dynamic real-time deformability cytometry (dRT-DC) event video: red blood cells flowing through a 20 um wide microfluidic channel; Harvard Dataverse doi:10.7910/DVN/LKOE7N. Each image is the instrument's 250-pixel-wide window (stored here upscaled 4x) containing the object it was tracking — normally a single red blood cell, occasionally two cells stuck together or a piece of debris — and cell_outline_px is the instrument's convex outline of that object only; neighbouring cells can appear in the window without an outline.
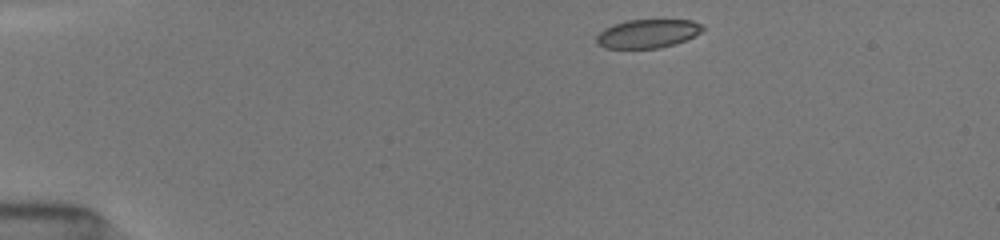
{"species": "common noctule bat (a hibernating species)", "species_latin": "Nyctalus noctula", "temperature_condition": "room temperature", "stored_images_in_passage": 43, "camera_frame_rate_fps": 3000, "um_per_image_px": 0.085, "animal": {"sex": "female", "body_mass_g": 19.5, "forearm_length_mm": 54.1}, "frame": {"image": 1, "passage_image": 1, "time_ms": 0.0, "image_size_px": [1000, 240], "cell_outline_px": [[704, 28], [700, 32], [684, 40], [672, 44], [656, 48], [604, 48], [596, 44], [596, 36], [604, 28], [612, 24], [628, 20], [692, 20], [704, 24]], "centroid_in_image_um": [55.0, 2.85], "position_along_channel_um": 30.0, "area_um2": 17.63}}
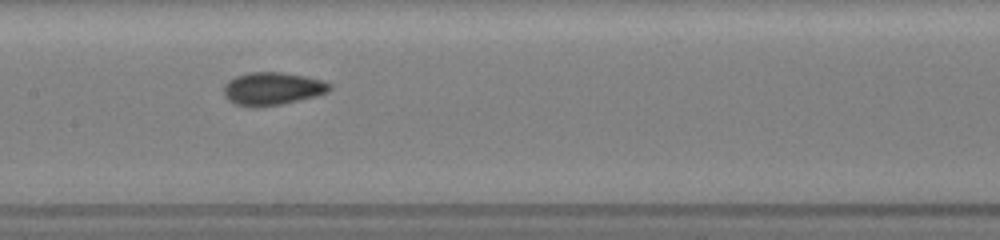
{"frame": {"image": 2, "passage_image": 18, "time_ms": 5.667, "image_size_px": [1000, 240], "cell_outline_px": [[332, 88], [328, 92], [316, 96], [280, 104], [252, 108], [236, 104], [228, 100], [224, 96], [224, 84], [228, 80], [236, 76], [248, 72], [280, 72], [304, 76], [324, 80], [332, 84]], "centroid_in_image_um": [23.15, 7.53], "position_along_channel_um": 184.3, "area_um2": 20.4}}
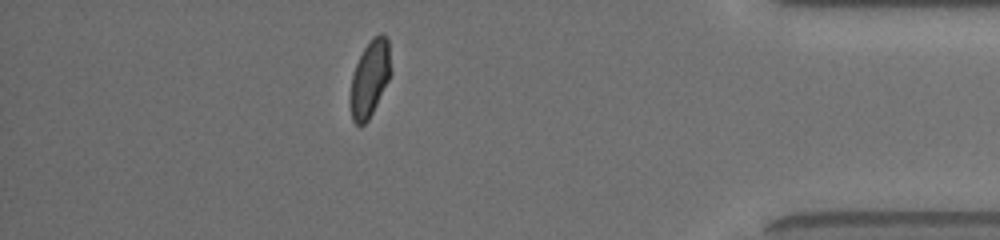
{"frame": {"image": 3, "passage_image": 37, "time_ms": 12.0, "image_size_px": [1000, 240], "cell_outline_px": [[392, 72], [368, 120], [360, 128], [352, 120], [348, 100], [348, 96], [352, 76], [356, 64], [364, 48], [372, 36], [380, 32], [388, 40], [392, 68]], "centroid_in_image_um": [31.41, 6.68], "position_along_channel_um": 403.8, "area_um2": 18.38}, "authors_computed_cell_mechanics": {"area_um2": 19.0162, "velocity_mm_per_s": 4.0125, "shape_relaxation_time_tau1_ms": 3.5295, "shape_relaxation_time_tau2_ms": 1.068, "deformation_change_tau1": 0.1102, "deformation_change_tau2": 0.051}}